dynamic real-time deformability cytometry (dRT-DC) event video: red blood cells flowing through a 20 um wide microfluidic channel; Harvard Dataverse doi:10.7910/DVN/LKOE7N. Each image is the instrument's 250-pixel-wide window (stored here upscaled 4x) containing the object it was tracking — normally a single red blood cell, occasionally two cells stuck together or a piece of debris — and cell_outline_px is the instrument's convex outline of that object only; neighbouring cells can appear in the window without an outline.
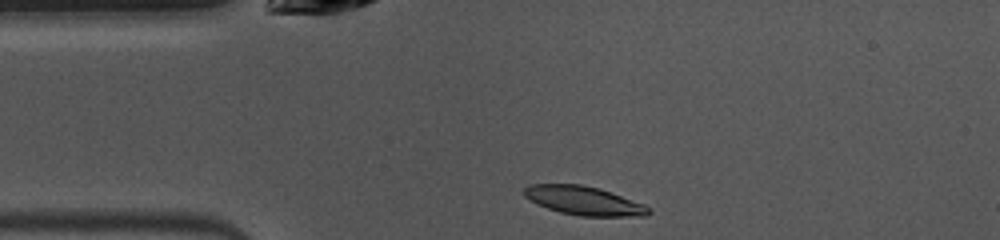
{"species": "common noctule bat (a hibernating species)", "species_latin": "Nyctalus noctula", "temperature_condition": "warm", "stored_images_in_passage": 40, "camera_frame_rate_fps": 3000, "um_per_image_px": 0.085, "animal": {"sex": "female", "body_mass_g": 10.0, "forearm_length_mm": 53.1}, "frame": {"image": 1, "passage_image": 1, "time_ms": 0.0, "image_size_px": [1000, 240], "cell_outline_px": [[652, 212], [648, 216], [580, 216], [560, 212], [536, 204], [524, 196], [524, 188], [528, 184], [580, 184], [600, 188], [644, 204], [652, 208]], "centroid_in_image_um": [49.65, 17.06], "position_along_channel_um": 35.3, "area_um2": 21.04}}
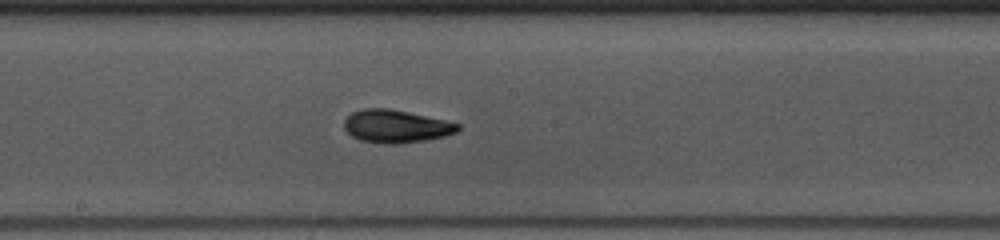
{"frame": {"image": 2, "passage_image": 16, "time_ms": 5.0, "image_size_px": [1000, 240], "cell_outline_px": [[460, 128], [456, 132], [444, 136], [424, 140], [396, 144], [388, 144], [360, 140], [352, 136], [344, 128], [344, 120], [352, 112], [364, 108], [388, 108], [408, 112], [444, 120], [460, 124]], "centroid_in_image_um": [33.64, 10.73], "position_along_channel_um": 214.6, "area_um2": 21.56}}
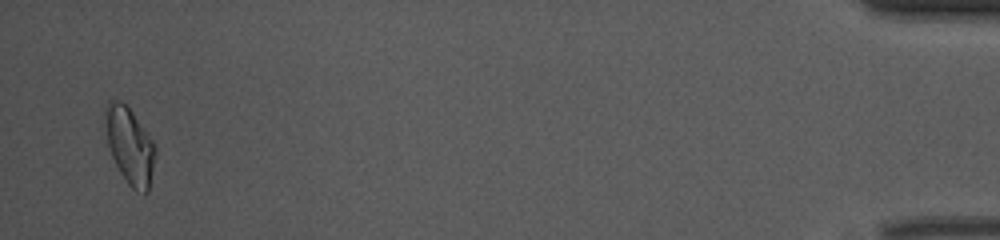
{"frame": {"image": 3, "passage_image": 39, "time_ms": 12.667, "image_size_px": [1000, 240], "cell_outline_px": [[156, 152], [148, 192], [136, 192], [128, 184], [120, 172], [112, 156], [108, 144], [104, 120], [104, 112], [108, 100], [120, 100], [132, 112], [156, 144]], "centroid_in_image_um": [11.03, 12.37], "position_along_channel_um": 424.2, "area_um2": 22.25}, "authors_computed_cell_mechanics": {"area_um2": 21.0392, "velocity_mm_per_s": 3.9725, "shape_relaxation_time_tau1_ms": 2.9968, "shape_relaxation_time_tau2_ms": 1.8507, "deformation_change_tau1": 0.1465, "deformation_change_tau2": 0.0826}}